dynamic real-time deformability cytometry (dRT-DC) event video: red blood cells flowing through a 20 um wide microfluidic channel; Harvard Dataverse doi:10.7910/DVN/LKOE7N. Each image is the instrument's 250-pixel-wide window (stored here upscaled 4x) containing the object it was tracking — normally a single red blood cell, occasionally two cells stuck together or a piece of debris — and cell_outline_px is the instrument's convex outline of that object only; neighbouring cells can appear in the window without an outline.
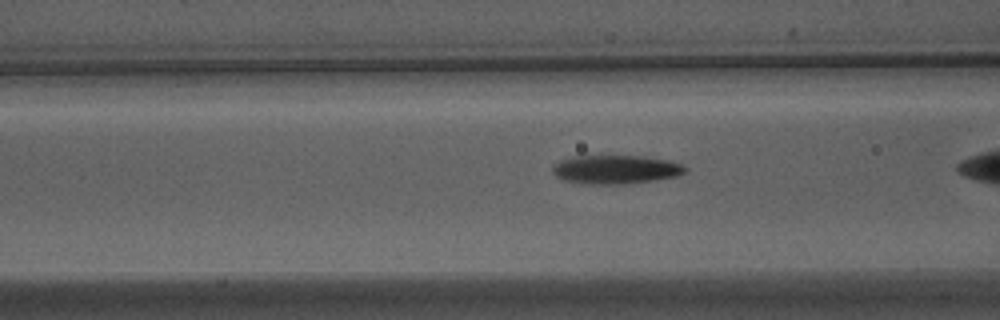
{"species": "Egyptian fruit bat (a non-hibernating species)", "species_latin": "Rousettus aegyptiacus", "temperature_condition": "warm", "stored_images_in_passage": 39, "camera_frame_rate_fps": 3000, "um_per_image_px": 0.085, "animal": {"sex": "male"}, "frame": {"image": 1, "passage_image": 18, "time_ms": 5.667, "image_size_px": [1000, 320], "cell_outline_px": [[688, 168], [680, 176], [656, 180], [628, 184], [584, 184], [564, 180], [556, 176], [552, 172], [552, 168], [560, 160], [576, 156], [640, 156], [668, 160], [680, 164]], "centroid_in_image_um": [52.35, 14.42], "position_along_channel_um": 114.2, "area_um2": 22.25}}
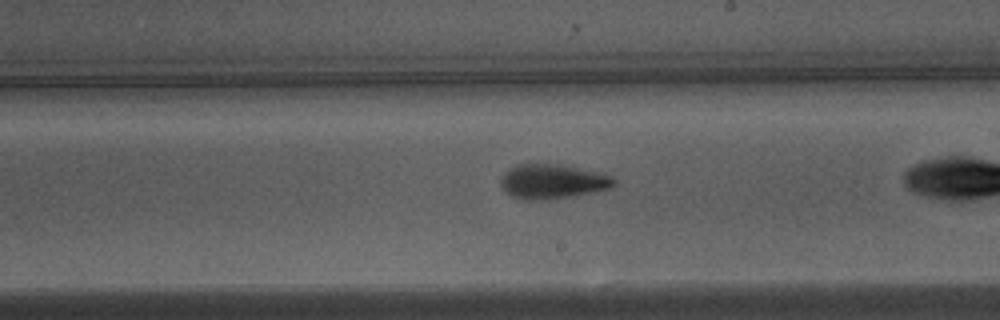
{"frame": {"image": 2, "passage_image": 28, "time_ms": 9.0, "image_size_px": [1000, 320], "cell_outline_px": [[616, 184], [608, 188], [572, 196], [544, 200], [524, 200], [512, 196], [500, 184], [500, 180], [504, 172], [516, 164], [560, 164], [612, 176], [616, 180]], "centroid_in_image_um": [46.92, 15.42], "position_along_channel_um": 242.1, "area_um2": 22.48}}